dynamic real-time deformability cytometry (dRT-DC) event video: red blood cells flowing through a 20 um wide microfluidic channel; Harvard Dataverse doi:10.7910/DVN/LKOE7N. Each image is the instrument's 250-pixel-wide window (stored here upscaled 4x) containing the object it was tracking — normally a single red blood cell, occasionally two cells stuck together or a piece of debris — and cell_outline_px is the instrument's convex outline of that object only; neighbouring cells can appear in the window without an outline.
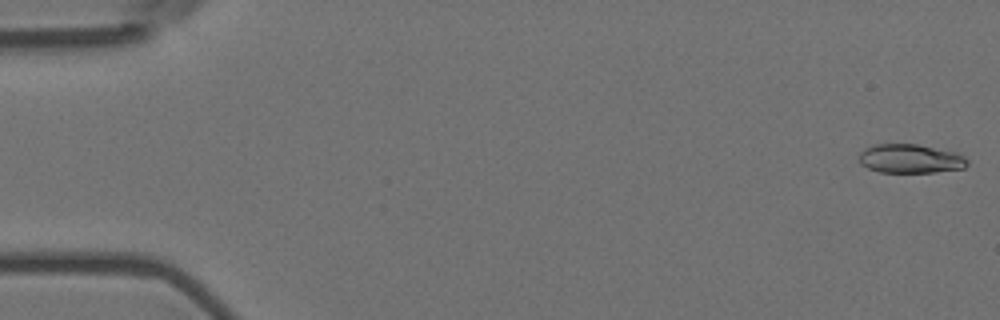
{"species": "Egyptian fruit bat (a non-hibernating species)", "species_latin": "Rousettus aegyptiacus", "temperature_condition": "room temperature", "stored_images_in_passage": 8, "camera_frame_rate_fps": 3000, "um_per_image_px": 0.085, "animal": {"sex": "female"}, "frame": {"image": 1, "passage_image": 1, "time_ms": 0.0, "image_size_px": [1000, 320], "cell_outline_px": [[968, 164], [964, 168], [936, 172], [880, 172], [868, 168], [860, 164], [860, 152], [864, 148], [872, 144], [916, 144], [956, 152], [964, 156], [968, 160]], "centroid_in_image_um": [77.38, 13.48], "position_along_channel_um": 7.6, "area_um2": 18.32}}
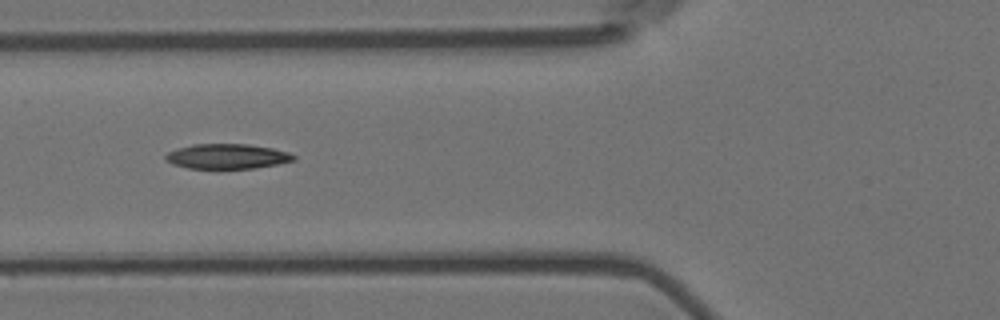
{"frame": {"image": 2, "passage_image": 6, "time_ms": 1.667, "image_size_px": [1000, 320], "cell_outline_px": [[296, 160], [256, 168], [220, 172], [216, 172], [188, 168], [172, 164], [164, 160], [164, 156], [168, 152], [176, 148], [192, 144], [248, 144], [272, 148], [288, 152], [296, 156]], "centroid_in_image_um": [19.25, 13.34], "position_along_channel_um": 106.6, "area_um2": 19.71}}
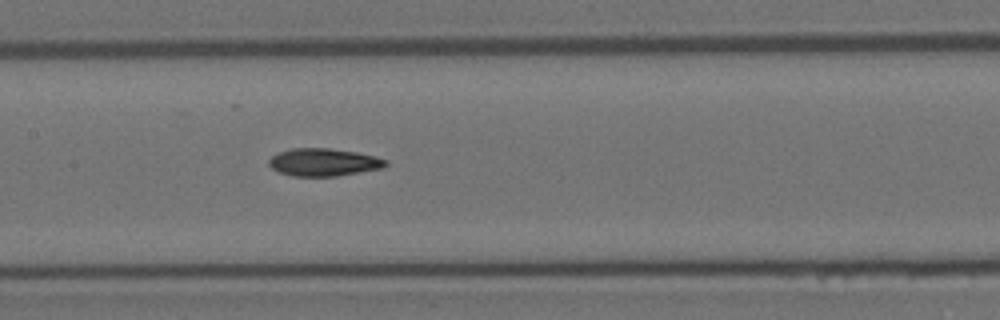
{"frame": {"image": 3, "passage_image": 8, "time_ms": 2.333, "image_size_px": [1000, 320], "cell_outline_px": [[388, 164], [384, 168], [336, 176], [292, 176], [280, 172], [272, 168], [268, 164], [268, 160], [272, 156], [280, 152], [292, 148], [328, 148], [356, 152], [388, 160]], "centroid_in_image_um": [27.51, 13.79], "position_along_channel_um": 179.9, "area_um2": 18.73}}